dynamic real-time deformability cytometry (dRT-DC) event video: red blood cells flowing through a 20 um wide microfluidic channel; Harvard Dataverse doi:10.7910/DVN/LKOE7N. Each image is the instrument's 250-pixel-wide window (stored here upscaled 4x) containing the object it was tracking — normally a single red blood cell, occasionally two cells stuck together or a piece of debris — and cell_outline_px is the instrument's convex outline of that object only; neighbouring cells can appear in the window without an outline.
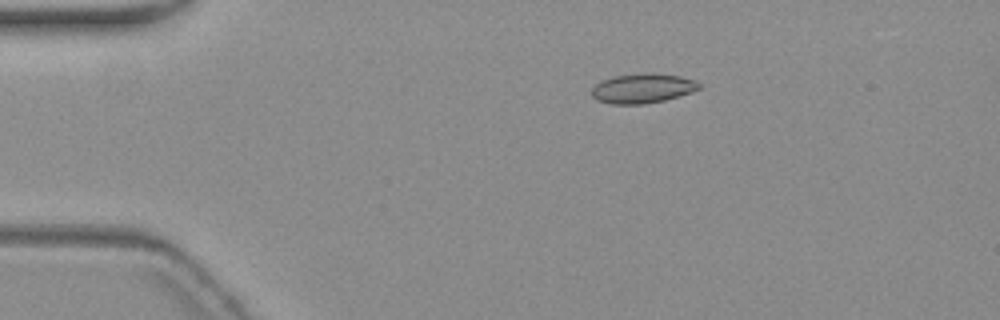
{"species": "common noctule bat (a hibernating species)", "species_latin": "Nyctalus noctula", "temperature_condition": "warm", "stored_images_in_passage": 3, "camera_frame_rate_fps": 3000, "um_per_image_px": 0.085, "animal": {"sex": "female", "body_mass_g": 19.3, "forearm_length_mm": 54.1}, "frame": {"image": 1, "passage_image": 1, "time_ms": 0.0, "image_size_px": [1000, 320], "cell_outline_px": [[700, 88], [692, 92], [664, 100], [644, 104], [612, 104], [596, 100], [592, 96], [592, 88], [600, 80], [612, 76], [644, 72], [652, 72], [680, 76], [696, 80], [700, 84]], "centroid_in_image_um": [54.6, 7.49], "position_along_channel_um": 30.4, "area_um2": 18.79}}